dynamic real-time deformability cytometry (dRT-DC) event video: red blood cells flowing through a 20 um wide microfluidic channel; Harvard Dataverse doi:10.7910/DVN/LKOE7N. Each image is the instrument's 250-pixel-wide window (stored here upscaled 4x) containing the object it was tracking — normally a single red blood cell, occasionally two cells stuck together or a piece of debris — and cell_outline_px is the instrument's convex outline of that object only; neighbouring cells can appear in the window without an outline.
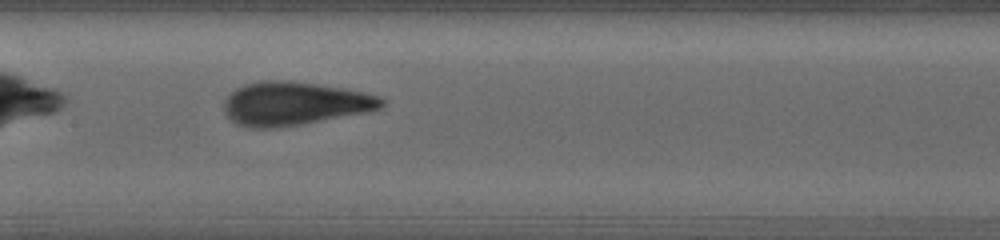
{"species": "human", "species_latin": "Homo sapiens", "temperature_condition": "warm", "stored_images_in_passage": 40, "camera_frame_rate_fps": 3000, "um_per_image_px": 0.085, "donor": {"sex": "female"}, "frame": {"image": 1, "passage_image": 12, "time_ms": 4.0, "image_size_px": [1000, 240], "cell_outline_px": [[384, 104], [380, 108], [368, 112], [300, 124], [272, 128], [248, 128], [236, 124], [228, 116], [224, 108], [224, 100], [236, 88], [244, 84], [260, 80], [292, 80], [340, 88], [360, 92], [376, 96], [384, 100]], "centroid_in_image_um": [24.97, 8.8], "position_along_channel_um": 182.4, "area_um2": 39.59}}
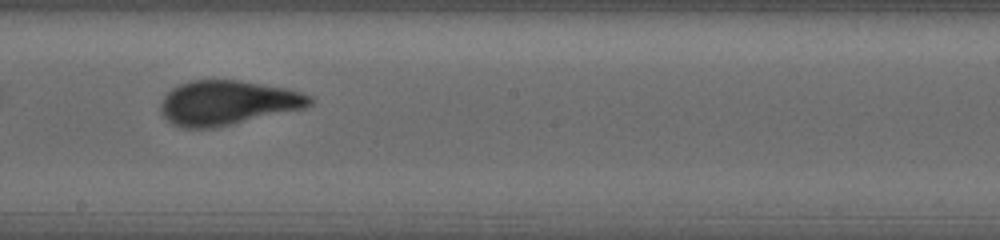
{"frame": {"image": 2, "passage_image": 18, "time_ms": 5.667, "image_size_px": [1000, 240], "cell_outline_px": [[316, 100], [312, 104], [304, 108], [216, 128], [180, 128], [172, 124], [160, 112], [160, 104], [164, 96], [172, 88], [180, 84], [192, 80], [240, 80], [284, 88], [300, 92], [312, 96]], "centroid_in_image_um": [19.33, 8.74], "position_along_channel_um": 228.9, "area_um2": 38.78}}